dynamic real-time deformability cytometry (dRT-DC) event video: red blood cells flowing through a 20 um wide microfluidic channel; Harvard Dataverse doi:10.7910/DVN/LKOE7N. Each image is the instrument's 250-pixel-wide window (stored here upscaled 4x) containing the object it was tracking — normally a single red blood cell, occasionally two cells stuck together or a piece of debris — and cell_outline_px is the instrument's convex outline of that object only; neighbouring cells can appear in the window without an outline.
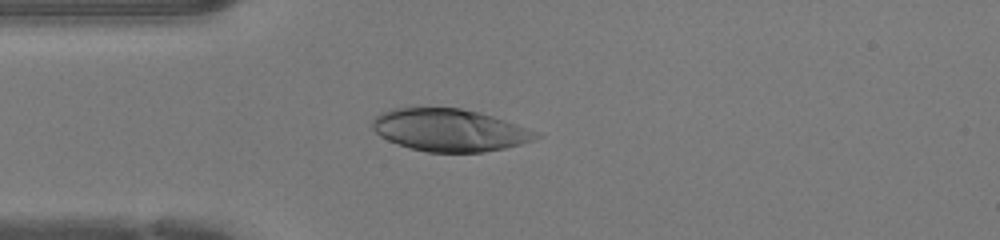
{"species": "human", "species_latin": "Homo sapiens", "temperature_condition": "warm", "stored_images_in_passage": 38, "camera_frame_rate_fps": 3000, "um_per_image_px": 0.085, "donor": {"sex": "female"}, "frame": {"image": 1, "passage_image": 3, "time_ms": 0.667, "image_size_px": [1000, 240], "cell_outline_px": [[544, 136], [536, 140], [504, 148], [484, 152], [428, 152], [396, 144], [380, 136], [372, 128], [372, 120], [380, 112], [392, 108], [460, 108], [480, 112], [504, 120], [536, 132]], "centroid_in_image_um": [38.19, 11.06], "position_along_channel_um": 46.8, "area_um2": 40.29}}
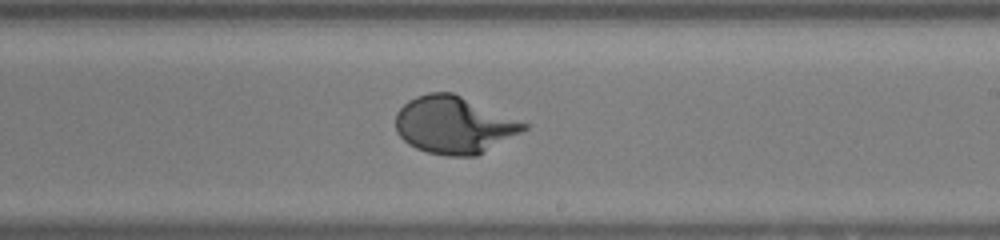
{"frame": {"image": 2, "passage_image": 18, "time_ms": 5.667, "image_size_px": [1000, 240], "cell_outline_px": [[528, 128], [476, 156], [448, 156], [428, 152], [416, 148], [408, 144], [396, 132], [396, 112], [408, 100], [416, 96], [428, 92], [452, 92], [528, 124]], "centroid_in_image_um": [38.54, 10.62], "position_along_channel_um": 250.5, "area_um2": 42.31}}
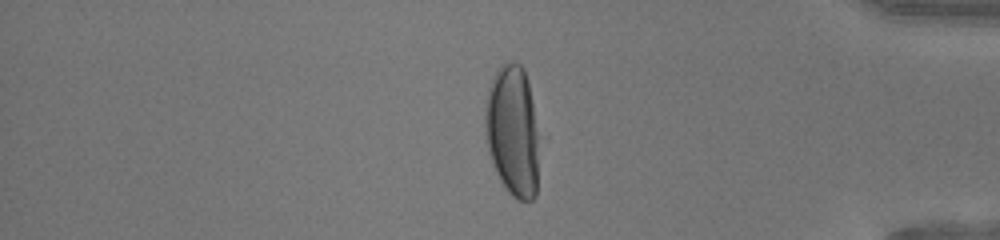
{"frame": {"image": 3, "passage_image": 30, "time_ms": 9.667, "image_size_px": [1000, 240], "cell_outline_px": [[536, 196], [532, 200], [520, 200], [512, 196], [508, 192], [500, 180], [496, 172], [488, 148], [484, 128], [484, 108], [488, 88], [500, 64], [512, 60], [520, 64], [524, 68], [528, 80], [532, 100], [536, 132]], "centroid_in_image_um": [43.52, 11.08], "position_along_channel_um": 391.7, "area_um2": 40.81}, "authors_computed_cell_mechanics": {"area_um2": 42.1651, "velocity_mm_per_s": 4.2746, "shape_relaxation_time_tau1_ms": 2.7818, "shape_relaxation_time_tau2_ms": null, "deformation_change_tau1": 0.2068, "deformation_change_tau2": null}}